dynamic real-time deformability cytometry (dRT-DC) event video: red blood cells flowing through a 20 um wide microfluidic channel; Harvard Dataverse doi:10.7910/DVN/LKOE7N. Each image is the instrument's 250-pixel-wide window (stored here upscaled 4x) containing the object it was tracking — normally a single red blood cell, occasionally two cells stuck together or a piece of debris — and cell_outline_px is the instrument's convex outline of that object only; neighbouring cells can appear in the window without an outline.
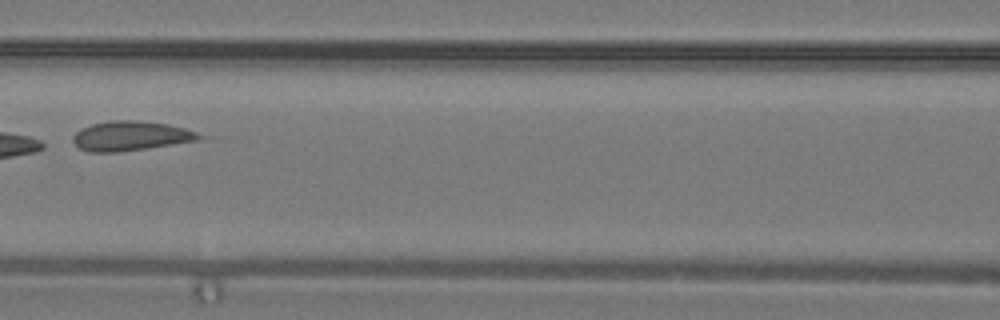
{"species": "common noctule bat (a hibernating species)", "species_latin": "Nyctalus noctula", "temperature_condition": "warm", "stored_images_in_passage": 5, "camera_frame_rate_fps": 3000, "um_per_image_px": 0.085, "animal": {"sex": "male", "body_mass_g": 19.2, "forearm_length_mm": 51.8}, "frame": {"image": 1, "passage_image": 5, "time_ms": 1.333, "image_size_px": [1000, 320], "cell_outline_px": [[200, 136], [196, 140], [144, 148], [116, 152], [88, 152], [80, 148], [72, 140], [72, 136], [80, 128], [92, 124], [108, 120], [136, 120], [168, 124], [184, 128], [196, 132]], "centroid_in_image_um": [11.01, 11.54], "position_along_channel_um": 155.6, "area_um2": 21.33}}